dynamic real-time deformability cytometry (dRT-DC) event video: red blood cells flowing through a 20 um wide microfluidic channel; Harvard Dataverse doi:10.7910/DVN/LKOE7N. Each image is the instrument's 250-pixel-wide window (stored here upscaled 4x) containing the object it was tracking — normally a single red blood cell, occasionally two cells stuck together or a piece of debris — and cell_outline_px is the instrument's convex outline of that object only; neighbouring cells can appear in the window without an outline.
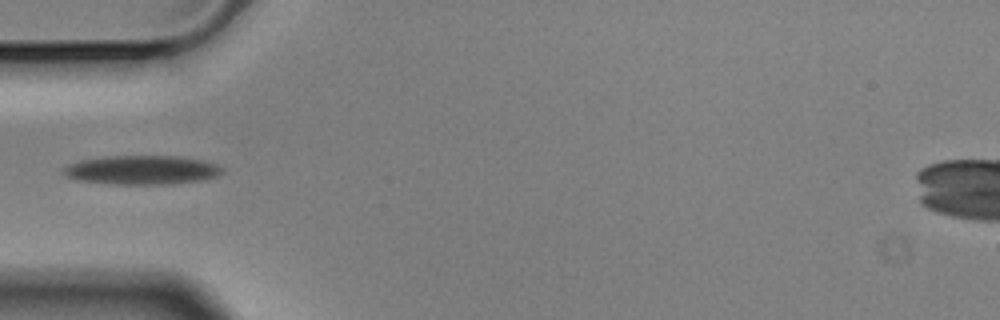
{"species": "Egyptian fruit bat (a non-hibernating species)", "species_latin": "Rousettus aegyptiacus", "temperature_condition": "cold", "stored_images_in_passage": 5, "camera_frame_rate_fps": 3000, "um_per_image_px": 0.085, "animal": {"sex": "male"}, "frame": {"image": 1, "passage_image": 5, "time_ms": 1.333, "image_size_px": [1000, 320], "cell_outline_px": [[224, 172], [216, 176], [204, 180], [168, 184], [112, 184], [80, 180], [68, 176], [64, 172], [64, 168], [68, 164], [80, 160], [104, 156], [176, 156], [204, 160], [216, 164], [224, 168]], "centroid_in_image_um": [12.11, 14.44], "position_along_channel_um": 72.9, "area_um2": 26.82}}